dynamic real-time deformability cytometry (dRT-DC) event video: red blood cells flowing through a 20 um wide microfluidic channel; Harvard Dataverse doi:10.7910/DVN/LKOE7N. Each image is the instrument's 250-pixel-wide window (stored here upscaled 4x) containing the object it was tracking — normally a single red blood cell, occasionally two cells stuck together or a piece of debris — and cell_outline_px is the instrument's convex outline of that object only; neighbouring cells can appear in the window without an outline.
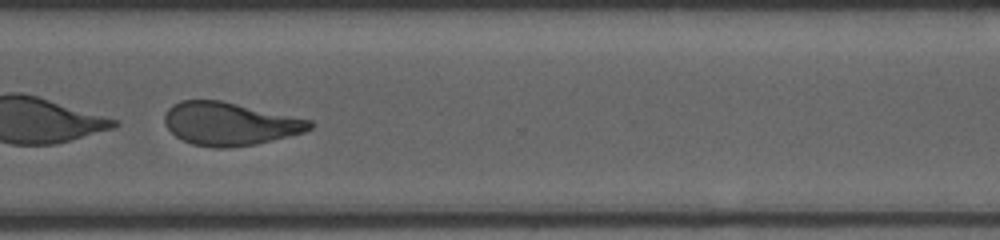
{"species": "human", "species_latin": "Homo sapiens", "temperature_condition": "cold", "stored_images_in_passage": 45, "segment_of_instrument_passage": [2, 2], "camera_frame_rate_fps": 3000, "um_per_image_px": 0.085, "donor": {"sex": "male"}, "frame": {"image": 1, "passage_image": 35, "time_ms": 11.333, "image_size_px": [1000, 240], "cell_outline_px": [[312, 128], [304, 132], [256, 144], [228, 148], [212, 148], [192, 144], [176, 136], [168, 128], [164, 120], [164, 116], [168, 108], [172, 104], [180, 100], [220, 100], [312, 120]], "centroid_in_image_um": [19.51, 10.52], "position_along_channel_um": 351.1, "area_um2": 36.3}}